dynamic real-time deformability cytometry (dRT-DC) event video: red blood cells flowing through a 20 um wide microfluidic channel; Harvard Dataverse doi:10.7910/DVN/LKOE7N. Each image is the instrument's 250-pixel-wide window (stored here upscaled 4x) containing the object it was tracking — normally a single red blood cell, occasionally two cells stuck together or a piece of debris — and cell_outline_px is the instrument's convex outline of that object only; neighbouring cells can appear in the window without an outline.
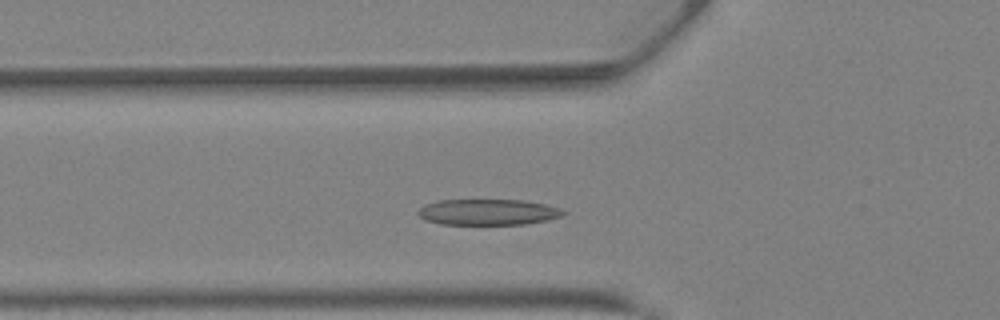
{"species": "Egyptian fruit bat (a non-hibernating species)", "species_latin": "Rousettus aegyptiacus", "temperature_condition": "warm", "stored_images_in_passage": 29, "camera_frame_rate_fps": 3000, "um_per_image_px": 0.085, "animal": {"sex": "female"}, "frame": {"image": 1, "passage_image": 8, "time_ms": 2.333, "image_size_px": [1000, 320], "cell_outline_px": [[568, 212], [564, 216], [548, 220], [524, 224], [440, 224], [424, 220], [416, 212], [424, 204], [440, 200], [524, 200], [544, 204], [560, 208]], "centroid_in_image_um": [41.5, 18.03], "position_along_channel_um": 84.3, "area_um2": 22.08}}
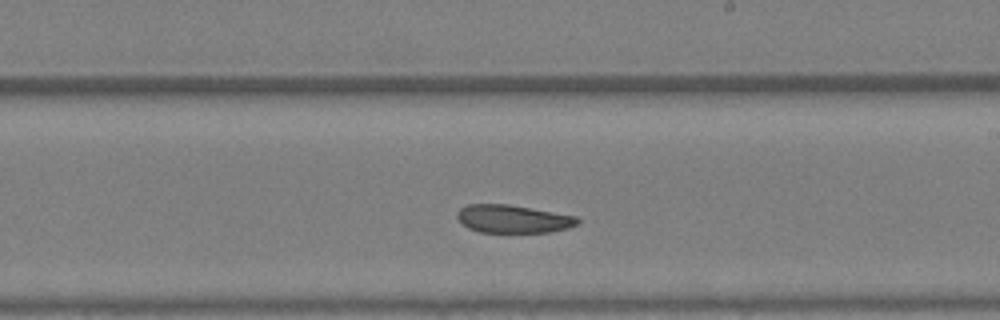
{"frame": {"image": 2, "passage_image": 18, "time_ms": 5.667, "image_size_px": [1000, 320], "cell_outline_px": [[580, 220], [576, 224], [568, 228], [552, 232], [480, 232], [468, 228], [456, 216], [456, 212], [460, 208], [468, 204], [508, 204], [576, 216]], "centroid_in_image_um": [43.59, 18.6], "position_along_channel_um": 245.4, "area_um2": 19.54}}
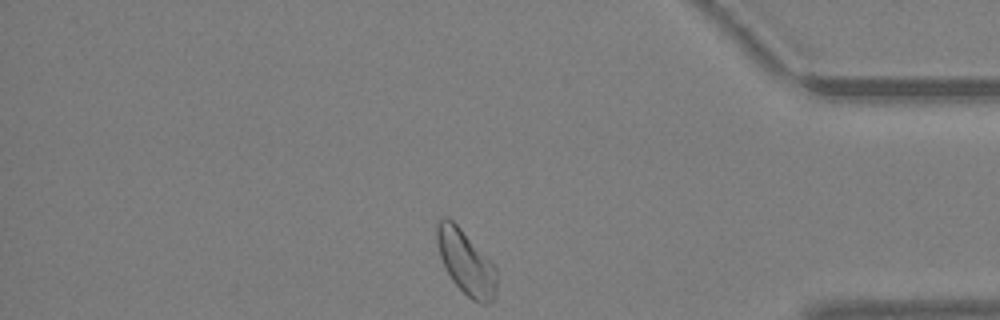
{"frame": {"image": 3, "passage_image": 29, "time_ms": 9.333, "image_size_px": [1000, 320], "cell_outline_px": [[496, 296], [488, 304], [480, 304], [472, 300], [452, 280], [440, 256], [436, 240], [436, 224], [440, 216], [448, 216], [460, 228], [496, 268]], "centroid_in_image_um": [39.58, 22.29], "position_along_channel_um": 395.6, "area_um2": 22.08}, "authors_computed_cell_mechanics": {"area_um2": 21.5016, "velocity_mm_per_s": 4.8369, "shape_relaxation_time_tau1_ms": 5.3416, "shape_relaxation_time_tau2_ms": 5.817, "deformation_change_tau1": 0.1593, "deformation_change_tau2": 0.131}}